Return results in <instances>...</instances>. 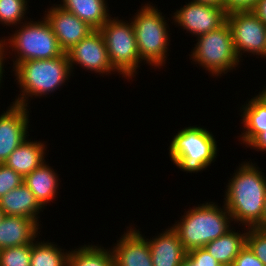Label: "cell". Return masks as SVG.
Returning a JSON list of instances; mask_svg holds the SVG:
<instances>
[{
	"label": "cell",
	"mask_w": 266,
	"mask_h": 266,
	"mask_svg": "<svg viewBox=\"0 0 266 266\" xmlns=\"http://www.w3.org/2000/svg\"><path fill=\"white\" fill-rule=\"evenodd\" d=\"M237 168L228 180L223 203L232 221L240 222L238 226L262 229L266 176L257 163L250 161H243Z\"/></svg>",
	"instance_id": "1"
},
{
	"label": "cell",
	"mask_w": 266,
	"mask_h": 266,
	"mask_svg": "<svg viewBox=\"0 0 266 266\" xmlns=\"http://www.w3.org/2000/svg\"><path fill=\"white\" fill-rule=\"evenodd\" d=\"M12 69L21 91L11 103L25 107H29L28 100L33 96L44 97L62 88L61 86L72 75L68 55L65 52L53 59L24 61Z\"/></svg>",
	"instance_id": "2"
},
{
	"label": "cell",
	"mask_w": 266,
	"mask_h": 266,
	"mask_svg": "<svg viewBox=\"0 0 266 266\" xmlns=\"http://www.w3.org/2000/svg\"><path fill=\"white\" fill-rule=\"evenodd\" d=\"M189 208L180 221L172 225L187 252L204 247L232 228L233 221L225 205L220 207L215 202L205 201Z\"/></svg>",
	"instance_id": "3"
},
{
	"label": "cell",
	"mask_w": 266,
	"mask_h": 266,
	"mask_svg": "<svg viewBox=\"0 0 266 266\" xmlns=\"http://www.w3.org/2000/svg\"><path fill=\"white\" fill-rule=\"evenodd\" d=\"M17 29L6 39L5 36L2 37L4 60H6L7 55L11 56L13 52L15 54L12 59L13 68L24 61L53 59L64 53L45 17L42 18V21L40 19L38 21H32V19L30 22L29 20L24 21ZM7 48L11 49L12 52Z\"/></svg>",
	"instance_id": "4"
},
{
	"label": "cell",
	"mask_w": 266,
	"mask_h": 266,
	"mask_svg": "<svg viewBox=\"0 0 266 266\" xmlns=\"http://www.w3.org/2000/svg\"><path fill=\"white\" fill-rule=\"evenodd\" d=\"M151 4L145 3L132 17L131 22L141 62L154 66V69H161L169 56L170 29L165 15Z\"/></svg>",
	"instance_id": "5"
},
{
	"label": "cell",
	"mask_w": 266,
	"mask_h": 266,
	"mask_svg": "<svg viewBox=\"0 0 266 266\" xmlns=\"http://www.w3.org/2000/svg\"><path fill=\"white\" fill-rule=\"evenodd\" d=\"M217 141L207 128L197 125L182 128L169 146V157L181 171L198 173L206 170L217 158Z\"/></svg>",
	"instance_id": "6"
},
{
	"label": "cell",
	"mask_w": 266,
	"mask_h": 266,
	"mask_svg": "<svg viewBox=\"0 0 266 266\" xmlns=\"http://www.w3.org/2000/svg\"><path fill=\"white\" fill-rule=\"evenodd\" d=\"M192 59L213 76H224L239 66V58L235 52L232 31L227 21L214 31H210L196 38ZM224 74V75H223Z\"/></svg>",
	"instance_id": "7"
},
{
	"label": "cell",
	"mask_w": 266,
	"mask_h": 266,
	"mask_svg": "<svg viewBox=\"0 0 266 266\" xmlns=\"http://www.w3.org/2000/svg\"><path fill=\"white\" fill-rule=\"evenodd\" d=\"M99 30L104 37L111 65L129 82L138 74L137 69L142 63L132 22L114 16Z\"/></svg>",
	"instance_id": "8"
},
{
	"label": "cell",
	"mask_w": 266,
	"mask_h": 266,
	"mask_svg": "<svg viewBox=\"0 0 266 266\" xmlns=\"http://www.w3.org/2000/svg\"><path fill=\"white\" fill-rule=\"evenodd\" d=\"M226 21L232 31L235 52L240 61L242 53H251L266 59V25L253 11L227 14Z\"/></svg>",
	"instance_id": "9"
},
{
	"label": "cell",
	"mask_w": 266,
	"mask_h": 266,
	"mask_svg": "<svg viewBox=\"0 0 266 266\" xmlns=\"http://www.w3.org/2000/svg\"><path fill=\"white\" fill-rule=\"evenodd\" d=\"M66 54L72 73L74 66H78V64L79 67L90 72L94 71L96 74H102L101 76L117 73L110 63L106 43L100 30H93L69 49Z\"/></svg>",
	"instance_id": "10"
},
{
	"label": "cell",
	"mask_w": 266,
	"mask_h": 266,
	"mask_svg": "<svg viewBox=\"0 0 266 266\" xmlns=\"http://www.w3.org/2000/svg\"><path fill=\"white\" fill-rule=\"evenodd\" d=\"M172 17L171 23L197 38L222 26L226 22L227 14L222 7L189 1L180 10L177 9Z\"/></svg>",
	"instance_id": "11"
},
{
	"label": "cell",
	"mask_w": 266,
	"mask_h": 266,
	"mask_svg": "<svg viewBox=\"0 0 266 266\" xmlns=\"http://www.w3.org/2000/svg\"><path fill=\"white\" fill-rule=\"evenodd\" d=\"M29 110L28 107L12 103L0 115V164L30 136Z\"/></svg>",
	"instance_id": "12"
},
{
	"label": "cell",
	"mask_w": 266,
	"mask_h": 266,
	"mask_svg": "<svg viewBox=\"0 0 266 266\" xmlns=\"http://www.w3.org/2000/svg\"><path fill=\"white\" fill-rule=\"evenodd\" d=\"M47 10L44 17L50 24L60 48L65 53L94 30L86 22L57 4Z\"/></svg>",
	"instance_id": "13"
},
{
	"label": "cell",
	"mask_w": 266,
	"mask_h": 266,
	"mask_svg": "<svg viewBox=\"0 0 266 266\" xmlns=\"http://www.w3.org/2000/svg\"><path fill=\"white\" fill-rule=\"evenodd\" d=\"M133 226L126 227L129 229H126L117 244L111 248L115 266H153L146 236Z\"/></svg>",
	"instance_id": "14"
},
{
	"label": "cell",
	"mask_w": 266,
	"mask_h": 266,
	"mask_svg": "<svg viewBox=\"0 0 266 266\" xmlns=\"http://www.w3.org/2000/svg\"><path fill=\"white\" fill-rule=\"evenodd\" d=\"M40 225L32 218L5 215L0 222V250L32 244L40 236Z\"/></svg>",
	"instance_id": "15"
},
{
	"label": "cell",
	"mask_w": 266,
	"mask_h": 266,
	"mask_svg": "<svg viewBox=\"0 0 266 266\" xmlns=\"http://www.w3.org/2000/svg\"><path fill=\"white\" fill-rule=\"evenodd\" d=\"M153 266H180L187 251L172 226L152 238H146Z\"/></svg>",
	"instance_id": "16"
},
{
	"label": "cell",
	"mask_w": 266,
	"mask_h": 266,
	"mask_svg": "<svg viewBox=\"0 0 266 266\" xmlns=\"http://www.w3.org/2000/svg\"><path fill=\"white\" fill-rule=\"evenodd\" d=\"M247 101L248 103L240 107L243 131L239 140L249 148L248 145L266 129V95L260 91L258 95Z\"/></svg>",
	"instance_id": "17"
},
{
	"label": "cell",
	"mask_w": 266,
	"mask_h": 266,
	"mask_svg": "<svg viewBox=\"0 0 266 266\" xmlns=\"http://www.w3.org/2000/svg\"><path fill=\"white\" fill-rule=\"evenodd\" d=\"M0 209L4 215L23 216L40 223L39 215L44 208L23 181L19 187L14 188L0 198Z\"/></svg>",
	"instance_id": "18"
},
{
	"label": "cell",
	"mask_w": 266,
	"mask_h": 266,
	"mask_svg": "<svg viewBox=\"0 0 266 266\" xmlns=\"http://www.w3.org/2000/svg\"><path fill=\"white\" fill-rule=\"evenodd\" d=\"M46 149L45 142L27 138L9 155L4 164L25 177L45 162Z\"/></svg>",
	"instance_id": "19"
},
{
	"label": "cell",
	"mask_w": 266,
	"mask_h": 266,
	"mask_svg": "<svg viewBox=\"0 0 266 266\" xmlns=\"http://www.w3.org/2000/svg\"><path fill=\"white\" fill-rule=\"evenodd\" d=\"M57 175L54 168L49 166L45 160L23 179L44 209L47 203L53 202L52 200H55L58 195L60 180Z\"/></svg>",
	"instance_id": "20"
},
{
	"label": "cell",
	"mask_w": 266,
	"mask_h": 266,
	"mask_svg": "<svg viewBox=\"0 0 266 266\" xmlns=\"http://www.w3.org/2000/svg\"><path fill=\"white\" fill-rule=\"evenodd\" d=\"M232 227L221 237L212 240L204 246L208 253L215 258L222 266H232L234 259L240 251L246 246V236L248 227L244 228V233ZM233 229V230H232Z\"/></svg>",
	"instance_id": "21"
},
{
	"label": "cell",
	"mask_w": 266,
	"mask_h": 266,
	"mask_svg": "<svg viewBox=\"0 0 266 266\" xmlns=\"http://www.w3.org/2000/svg\"><path fill=\"white\" fill-rule=\"evenodd\" d=\"M58 4L64 10L73 13L94 30H99L111 18L106 0H61Z\"/></svg>",
	"instance_id": "22"
},
{
	"label": "cell",
	"mask_w": 266,
	"mask_h": 266,
	"mask_svg": "<svg viewBox=\"0 0 266 266\" xmlns=\"http://www.w3.org/2000/svg\"><path fill=\"white\" fill-rule=\"evenodd\" d=\"M109 249V250H108ZM97 245H85L70 249L68 266H115L112 249Z\"/></svg>",
	"instance_id": "23"
},
{
	"label": "cell",
	"mask_w": 266,
	"mask_h": 266,
	"mask_svg": "<svg viewBox=\"0 0 266 266\" xmlns=\"http://www.w3.org/2000/svg\"><path fill=\"white\" fill-rule=\"evenodd\" d=\"M54 243L36 239L32 243L30 266H68L69 251Z\"/></svg>",
	"instance_id": "24"
},
{
	"label": "cell",
	"mask_w": 266,
	"mask_h": 266,
	"mask_svg": "<svg viewBox=\"0 0 266 266\" xmlns=\"http://www.w3.org/2000/svg\"><path fill=\"white\" fill-rule=\"evenodd\" d=\"M29 0H0V24L19 26L23 20L27 21L26 13Z\"/></svg>",
	"instance_id": "25"
},
{
	"label": "cell",
	"mask_w": 266,
	"mask_h": 266,
	"mask_svg": "<svg viewBox=\"0 0 266 266\" xmlns=\"http://www.w3.org/2000/svg\"><path fill=\"white\" fill-rule=\"evenodd\" d=\"M32 244L0 250V266H30Z\"/></svg>",
	"instance_id": "26"
},
{
	"label": "cell",
	"mask_w": 266,
	"mask_h": 266,
	"mask_svg": "<svg viewBox=\"0 0 266 266\" xmlns=\"http://www.w3.org/2000/svg\"><path fill=\"white\" fill-rule=\"evenodd\" d=\"M246 245L266 266V230L259 228H248Z\"/></svg>",
	"instance_id": "27"
},
{
	"label": "cell",
	"mask_w": 266,
	"mask_h": 266,
	"mask_svg": "<svg viewBox=\"0 0 266 266\" xmlns=\"http://www.w3.org/2000/svg\"><path fill=\"white\" fill-rule=\"evenodd\" d=\"M24 177L4 163L0 164V198L23 183Z\"/></svg>",
	"instance_id": "28"
},
{
	"label": "cell",
	"mask_w": 266,
	"mask_h": 266,
	"mask_svg": "<svg viewBox=\"0 0 266 266\" xmlns=\"http://www.w3.org/2000/svg\"><path fill=\"white\" fill-rule=\"evenodd\" d=\"M186 255L196 266H222L204 247L192 249Z\"/></svg>",
	"instance_id": "29"
},
{
	"label": "cell",
	"mask_w": 266,
	"mask_h": 266,
	"mask_svg": "<svg viewBox=\"0 0 266 266\" xmlns=\"http://www.w3.org/2000/svg\"><path fill=\"white\" fill-rule=\"evenodd\" d=\"M259 0H223L226 14L237 11H253Z\"/></svg>",
	"instance_id": "30"
},
{
	"label": "cell",
	"mask_w": 266,
	"mask_h": 266,
	"mask_svg": "<svg viewBox=\"0 0 266 266\" xmlns=\"http://www.w3.org/2000/svg\"><path fill=\"white\" fill-rule=\"evenodd\" d=\"M232 266H265L246 245L234 259Z\"/></svg>",
	"instance_id": "31"
},
{
	"label": "cell",
	"mask_w": 266,
	"mask_h": 266,
	"mask_svg": "<svg viewBox=\"0 0 266 266\" xmlns=\"http://www.w3.org/2000/svg\"><path fill=\"white\" fill-rule=\"evenodd\" d=\"M250 149H257L256 151H262L266 153V129L261 132L249 145Z\"/></svg>",
	"instance_id": "32"
},
{
	"label": "cell",
	"mask_w": 266,
	"mask_h": 266,
	"mask_svg": "<svg viewBox=\"0 0 266 266\" xmlns=\"http://www.w3.org/2000/svg\"><path fill=\"white\" fill-rule=\"evenodd\" d=\"M253 12L266 25V0H259Z\"/></svg>",
	"instance_id": "33"
},
{
	"label": "cell",
	"mask_w": 266,
	"mask_h": 266,
	"mask_svg": "<svg viewBox=\"0 0 266 266\" xmlns=\"http://www.w3.org/2000/svg\"><path fill=\"white\" fill-rule=\"evenodd\" d=\"M0 39H1V37H0ZM5 60H4V43H3V39H1L0 40V88H1V83H3V75H4V72H5V70H4V64H5V62H4Z\"/></svg>",
	"instance_id": "34"
},
{
	"label": "cell",
	"mask_w": 266,
	"mask_h": 266,
	"mask_svg": "<svg viewBox=\"0 0 266 266\" xmlns=\"http://www.w3.org/2000/svg\"><path fill=\"white\" fill-rule=\"evenodd\" d=\"M196 3H204V4H210L217 7L223 8V0H192Z\"/></svg>",
	"instance_id": "35"
},
{
	"label": "cell",
	"mask_w": 266,
	"mask_h": 266,
	"mask_svg": "<svg viewBox=\"0 0 266 266\" xmlns=\"http://www.w3.org/2000/svg\"><path fill=\"white\" fill-rule=\"evenodd\" d=\"M262 229L266 230V196L264 200V209H263V215H262Z\"/></svg>",
	"instance_id": "36"
},
{
	"label": "cell",
	"mask_w": 266,
	"mask_h": 266,
	"mask_svg": "<svg viewBox=\"0 0 266 266\" xmlns=\"http://www.w3.org/2000/svg\"><path fill=\"white\" fill-rule=\"evenodd\" d=\"M180 266H196V263L186 255Z\"/></svg>",
	"instance_id": "37"
},
{
	"label": "cell",
	"mask_w": 266,
	"mask_h": 266,
	"mask_svg": "<svg viewBox=\"0 0 266 266\" xmlns=\"http://www.w3.org/2000/svg\"><path fill=\"white\" fill-rule=\"evenodd\" d=\"M4 216H5V215H4L3 211L0 209V222H1V220L3 219Z\"/></svg>",
	"instance_id": "38"
},
{
	"label": "cell",
	"mask_w": 266,
	"mask_h": 266,
	"mask_svg": "<svg viewBox=\"0 0 266 266\" xmlns=\"http://www.w3.org/2000/svg\"><path fill=\"white\" fill-rule=\"evenodd\" d=\"M265 88H263V93L266 95V86H264Z\"/></svg>",
	"instance_id": "39"
}]
</instances>
